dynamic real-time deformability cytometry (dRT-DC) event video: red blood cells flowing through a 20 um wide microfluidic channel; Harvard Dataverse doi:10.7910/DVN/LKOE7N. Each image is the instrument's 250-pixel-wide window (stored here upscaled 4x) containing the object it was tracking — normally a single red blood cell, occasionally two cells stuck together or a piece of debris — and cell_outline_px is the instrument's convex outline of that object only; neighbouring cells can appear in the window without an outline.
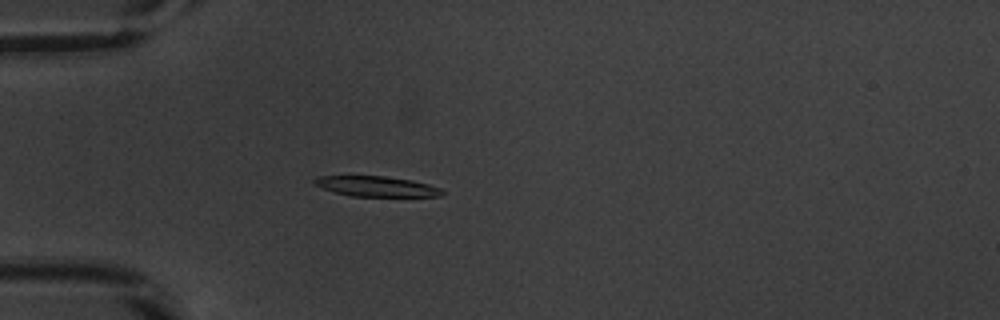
{"species": "common noctule bat (a hibernating species)", "species_latin": "Nyctalus noctula", "temperature_condition": "warm", "stored_images_in_passage": 53, "camera_frame_rate_fps": 3000, "um_per_image_px": 0.085, "animal": {"sex": "male", "body_mass_g": 20.1, "forearm_length_mm": 53.5}, "frame": {"image": 1, "passage_image": 16, "time_ms": 5.0, "image_size_px": [1000, 320], "cell_outline_px": [[444, 192], [440, 196], [352, 196], [336, 192], [324, 188], [316, 184], [312, 180], [320, 176], [384, 176], [412, 180], [428, 184], [440, 188]], "centroid_in_image_um": [32.03, 15.84], "position_along_channel_um": 53.0, "area_um2": 14.8}}
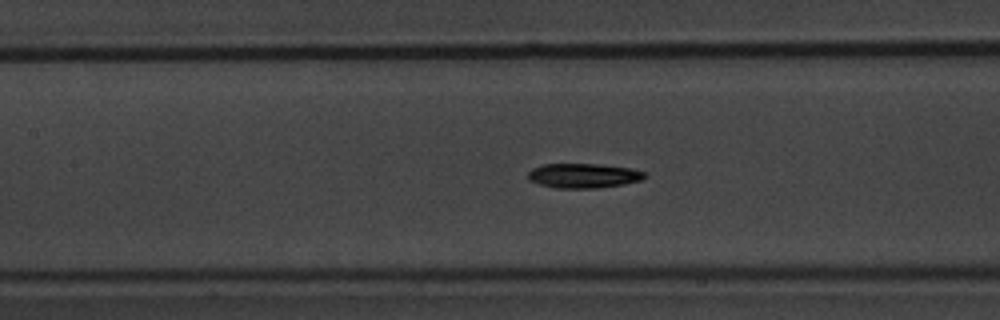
{"frame": {"image": 2, "passage_image": 25, "time_ms": 8.0, "image_size_px": [1000, 320], "cell_outline_px": [[648, 176], [640, 180], [624, 184], [596, 188], [556, 188], [540, 184], [528, 180], [528, 172], [532, 168], [544, 164], [600, 164], [632, 168], [648, 172]], "centroid_in_image_um": [49.63, 14.92], "position_along_channel_um": 157.8, "area_um2": 16.88}}
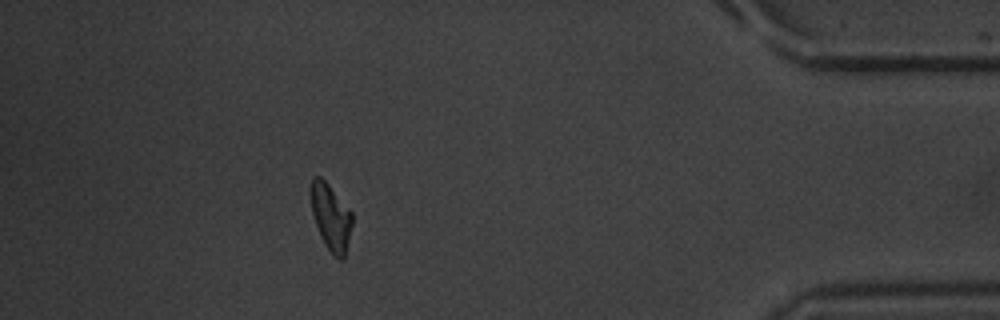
{"frame": {"image": 3, "passage_image": 48, "time_ms": 15.667, "image_size_px": [1000, 320], "cell_outline_px": [[352, 224], [344, 260], [340, 260], [324, 244], [320, 236], [312, 212], [312, 176], [320, 176], [328, 184], [352, 212]], "centroid_in_image_um": [28.14, 18.47], "position_along_channel_um": 407.1, "area_um2": 15.61}, "authors_computed_cell_mechanics": {"area_um2": 16.762, "velocity_mm_per_s": 3.8491, "shape_relaxation_time_tau1_ms": 2.705, "shape_relaxation_time_tau2_ms": null, "deformation_change_tau1": 0.1582, "deformation_change_tau2": null}}